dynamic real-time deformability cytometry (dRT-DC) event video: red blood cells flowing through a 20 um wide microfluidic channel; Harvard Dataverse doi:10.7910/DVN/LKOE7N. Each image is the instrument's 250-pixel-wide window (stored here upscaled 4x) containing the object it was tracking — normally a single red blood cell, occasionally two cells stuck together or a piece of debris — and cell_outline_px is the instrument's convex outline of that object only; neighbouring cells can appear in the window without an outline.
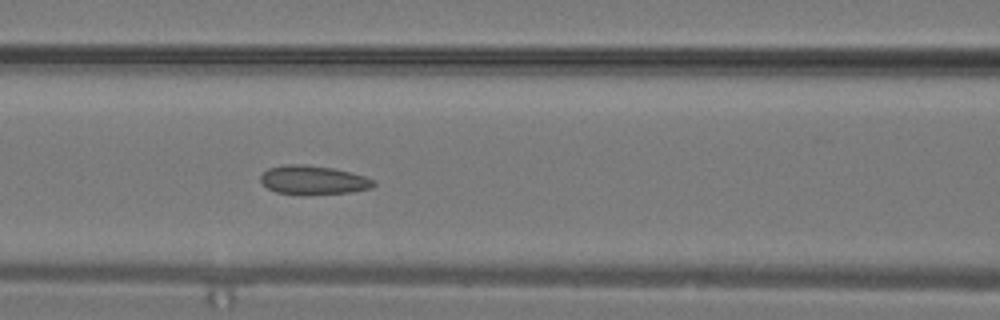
{"species": "common noctule bat (a hibernating species)", "species_latin": "Nyctalus noctula", "temperature_condition": "warm", "stored_images_in_passage": 14, "camera_frame_rate_fps": 3000, "um_per_image_px": 0.085, "animal": {"sex": "male", "body_mass_g": 19.2, "forearm_length_mm": 51.8}, "frame": {"image": 1, "passage_image": 13, "time_ms": 4.0, "image_size_px": [1000, 320], "cell_outline_px": [[376, 184], [372, 188], [348, 192], [276, 192], [268, 188], [260, 180], [260, 176], [268, 168], [284, 164], [308, 164], [332, 168], [352, 172], [364, 176], [372, 180]], "centroid_in_image_um": [26.62, 15.25], "position_along_channel_um": 140.0, "area_um2": 18.26}}